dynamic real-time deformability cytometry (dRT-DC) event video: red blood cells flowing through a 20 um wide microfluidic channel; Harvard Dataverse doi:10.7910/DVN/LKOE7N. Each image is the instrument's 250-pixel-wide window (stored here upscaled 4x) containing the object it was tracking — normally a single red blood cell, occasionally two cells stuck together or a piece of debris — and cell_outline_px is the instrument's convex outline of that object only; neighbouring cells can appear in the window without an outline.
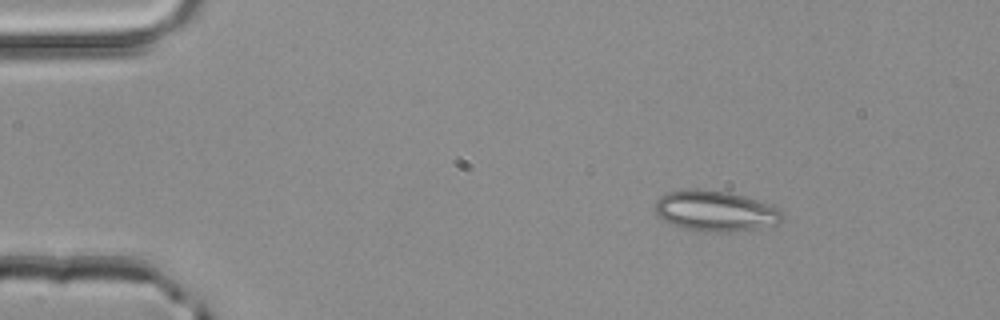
{"species": "common noctule bat (a hibernating species)", "species_latin": "Nyctalus noctula", "temperature_condition": "room temperature", "stored_images_in_passage": 2, "camera_frame_rate_fps": 3000, "um_per_image_px": 0.085, "animal": {"sex": "male", "body_mass_g": 20.4}, "frame": {"image": 1, "passage_image": 1, "time_ms": 0.0, "image_size_px": [1000, 320], "cell_outline_px": [[784, 220], [780, 224], [760, 228], [728, 232], [704, 232], [684, 228], [672, 224], [664, 220], [656, 212], [656, 200], [660, 196], [668, 192], [688, 188], [700, 188], [732, 192], [772, 204], [784, 212]], "centroid_in_image_um": [60.88, 17.92], "position_along_channel_um": 24.1, "area_um2": 30.75}}